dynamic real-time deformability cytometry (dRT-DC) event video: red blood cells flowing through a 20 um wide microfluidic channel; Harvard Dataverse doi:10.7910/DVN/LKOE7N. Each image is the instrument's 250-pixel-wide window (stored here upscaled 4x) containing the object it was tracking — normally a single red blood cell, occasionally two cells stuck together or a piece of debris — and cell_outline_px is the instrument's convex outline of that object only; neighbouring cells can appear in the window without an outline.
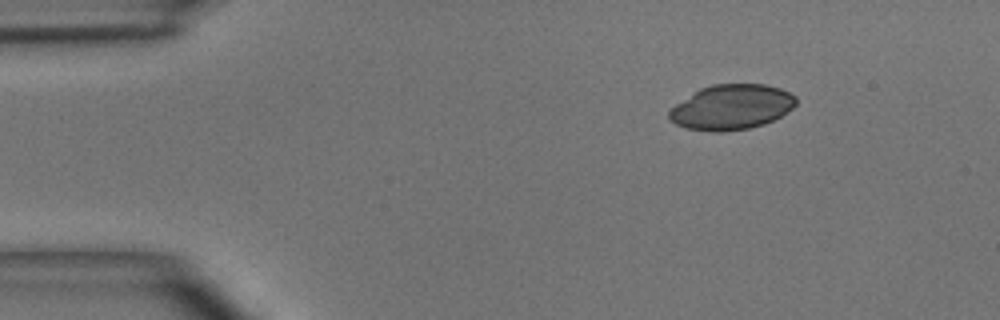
{"species": "common noctule bat (a hibernating species)", "species_latin": "Nyctalus noctula", "temperature_condition": "room temperature", "stored_images_in_passage": 44, "segment_of_instrument_passage": [1, 2], "camera_frame_rate_fps": 3000, "um_per_image_px": 0.085, "animal": {"sex": "male", "body_mass_g": 15.6}, "frame": {"image": 1, "passage_image": 1, "time_ms": 0.0, "image_size_px": [1000, 320], "cell_outline_px": [[796, 104], [792, 108], [780, 116], [764, 124], [748, 128], [720, 132], [712, 132], [688, 128], [676, 124], [668, 120], [668, 112], [676, 104], [700, 88], [712, 84], [764, 84], [780, 88], [796, 96]], "centroid_in_image_um": [62.17, 9.1], "position_along_channel_um": 22.8, "area_um2": 33.18}}
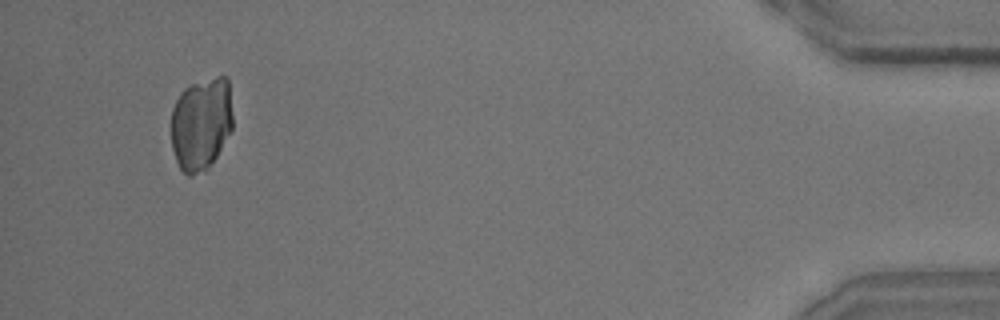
{"frame": {"image": 2, "passage_image": 41, "time_ms": 13.333, "image_size_px": [1000, 320], "cell_outline_px": [[232, 128], [216, 156], [208, 168], [188, 176], [180, 168], [176, 160], [172, 148], [172, 108], [180, 92], [184, 88], [192, 84], [216, 76], [228, 76], [232, 116]], "centroid_in_image_um": [17.09, 10.48], "position_along_channel_um": 418.1, "area_um2": 33.18}}